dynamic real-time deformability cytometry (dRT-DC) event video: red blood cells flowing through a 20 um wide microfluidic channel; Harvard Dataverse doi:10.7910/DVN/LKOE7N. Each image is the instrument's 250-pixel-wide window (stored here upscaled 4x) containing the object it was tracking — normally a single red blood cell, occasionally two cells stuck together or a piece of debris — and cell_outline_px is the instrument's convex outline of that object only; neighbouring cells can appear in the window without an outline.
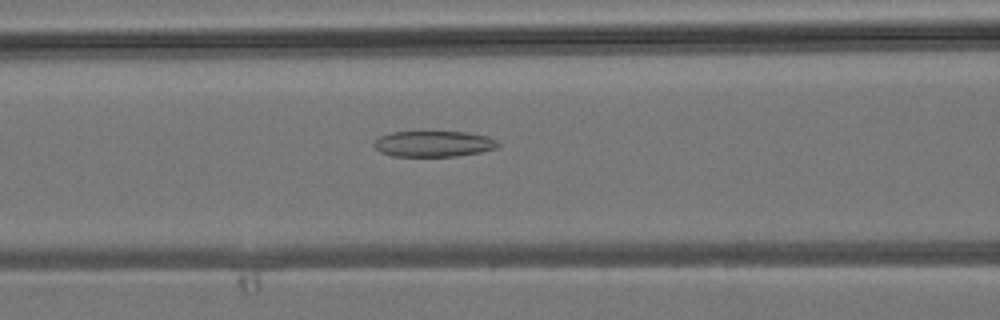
{"species": "common noctule bat (a hibernating species)", "species_latin": "Nyctalus noctula", "temperature_condition": "room temperature", "stored_images_in_passage": 23, "camera_frame_rate_fps": 3000, "um_per_image_px": 0.085, "animal": {"sex": "male", "body_mass_g": 19.2, "forearm_length_mm": 51.8}, "frame": {"image": 1, "passage_image": 9, "time_ms": 2.667, "image_size_px": [1000, 320], "cell_outline_px": [[500, 144], [496, 148], [480, 152], [456, 156], [392, 156], [380, 152], [372, 144], [380, 136], [392, 132], [468, 132], [488, 136], [496, 140]], "centroid_in_image_um": [36.86, 12.22], "position_along_channel_um": 129.7, "area_um2": 18.67}}
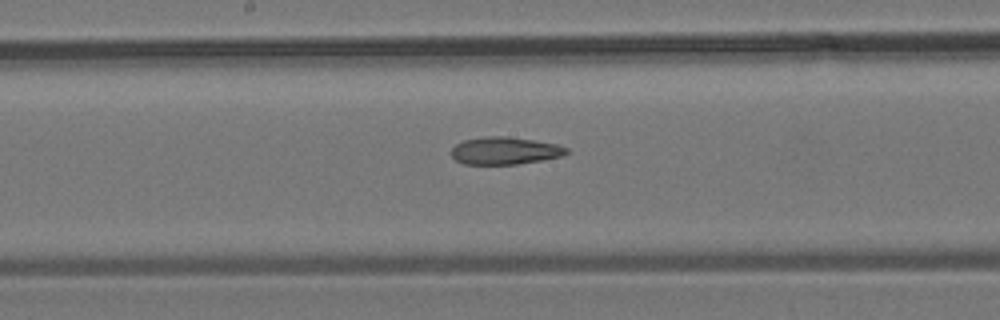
{"frame": {"image": 2, "passage_image": 14, "time_ms": 4.333, "image_size_px": [1000, 320], "cell_outline_px": [[572, 152], [560, 156], [544, 160], [516, 164], [464, 164], [456, 160], [452, 156], [452, 148], [456, 144], [464, 140], [484, 136], [508, 136], [556, 144], [568, 148]], "centroid_in_image_um": [42.93, 12.81], "position_along_channel_um": 205.3, "area_um2": 18.44}}
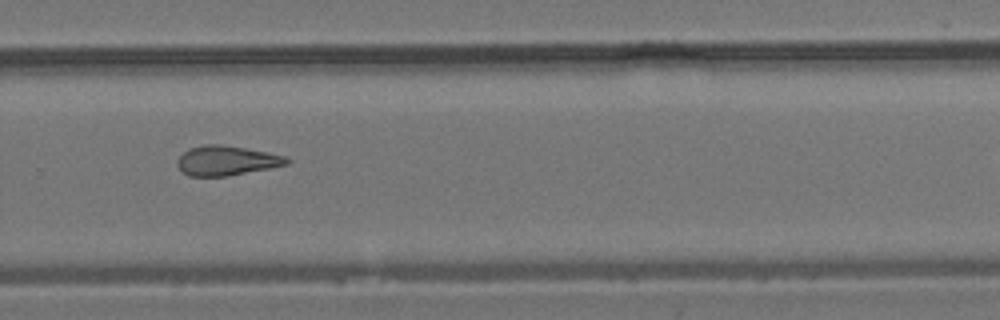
{"frame": {"image": 3, "passage_image": 21, "time_ms": 6.667, "image_size_px": [1000, 320], "cell_outline_px": [[292, 160], [288, 164], [228, 176], [188, 176], [176, 164], [176, 160], [188, 148], [204, 144], [220, 144], [268, 152], [284, 156]], "centroid_in_image_um": [19.23, 13.64], "position_along_channel_um": 310.6, "area_um2": 18.84}}